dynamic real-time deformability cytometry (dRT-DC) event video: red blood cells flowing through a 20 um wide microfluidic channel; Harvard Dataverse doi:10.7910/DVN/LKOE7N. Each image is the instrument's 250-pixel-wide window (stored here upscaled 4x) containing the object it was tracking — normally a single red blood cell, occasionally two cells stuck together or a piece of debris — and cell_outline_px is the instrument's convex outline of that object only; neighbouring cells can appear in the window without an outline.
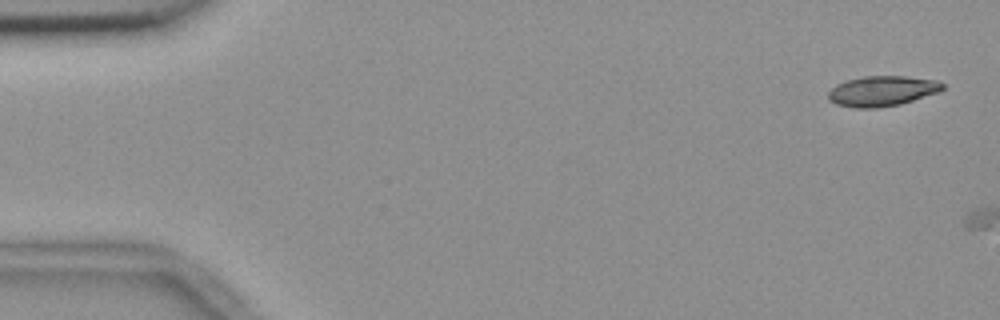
{"species": "common noctule bat (a hibernating species)", "species_latin": "Nyctalus noctula", "temperature_condition": "room temperature", "stored_images_in_passage": 2, "segment_of_instrument_passage": [1, 2], "camera_frame_rate_fps": 3000, "um_per_image_px": 0.085, "animal": {"sex": "female", "body_mass_g": 18.4}, "frame": {"image": 1, "passage_image": 1, "time_ms": 0.0, "image_size_px": [1000, 320], "cell_outline_px": [[944, 88], [940, 92], [900, 104], [876, 108], [856, 108], [836, 104], [828, 100], [828, 92], [836, 84], [848, 80], [864, 76], [904, 76], [936, 80], [944, 84]], "centroid_in_image_um": [74.98, 7.74], "position_along_channel_um": 10.0, "area_um2": 20.17}}